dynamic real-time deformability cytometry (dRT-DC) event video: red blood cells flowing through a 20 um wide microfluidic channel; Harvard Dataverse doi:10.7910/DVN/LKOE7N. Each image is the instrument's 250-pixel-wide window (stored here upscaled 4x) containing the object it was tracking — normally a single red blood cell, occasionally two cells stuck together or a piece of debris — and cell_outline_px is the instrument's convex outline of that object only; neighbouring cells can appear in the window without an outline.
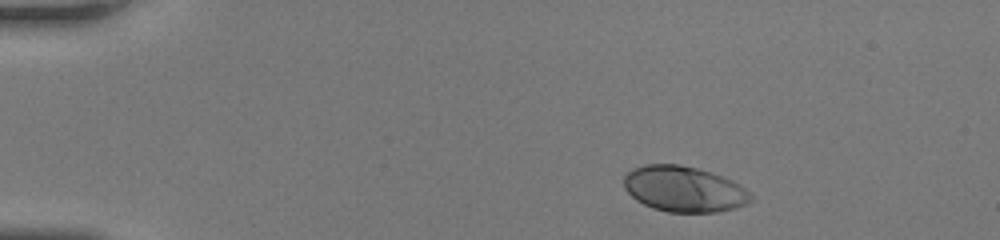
{"species": "human", "species_latin": "Homo sapiens", "temperature_condition": "room temperature", "stored_images_in_passage": 43, "camera_frame_rate_fps": 3000, "um_per_image_px": 0.085, "donor": {"sex": "female"}, "frame": {"image": 1, "passage_image": 1, "time_ms": 0.0, "image_size_px": [1000, 240], "cell_outline_px": [[752, 200], [748, 204], [736, 208], [716, 212], [668, 212], [652, 208], [636, 200], [624, 188], [624, 176], [632, 168], [644, 164], [680, 164], [696, 168], [732, 180], [740, 184], [752, 196]], "centroid_in_image_um": [58.13, 16.07], "position_along_channel_um": 26.9, "area_um2": 33.81}}
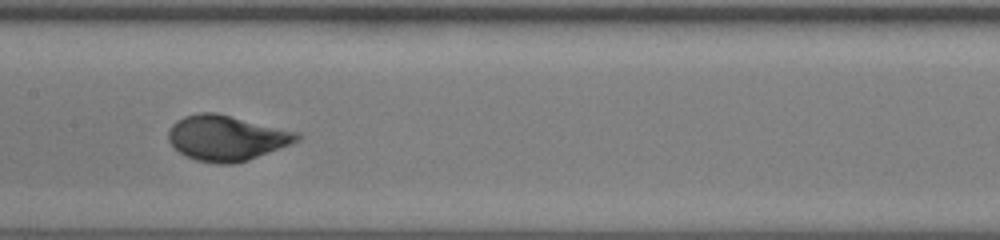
{"frame": {"image": 2, "passage_image": 19, "time_ms": 6.0, "image_size_px": [1000, 240], "cell_outline_px": [[300, 140], [248, 160], [236, 164], [216, 164], [196, 160], [184, 156], [168, 140], [168, 132], [172, 124], [176, 120], [184, 116], [200, 112], [216, 112], [300, 132]], "centroid_in_image_um": [19.25, 11.72], "position_along_channel_um": 188.2, "area_um2": 34.1}}
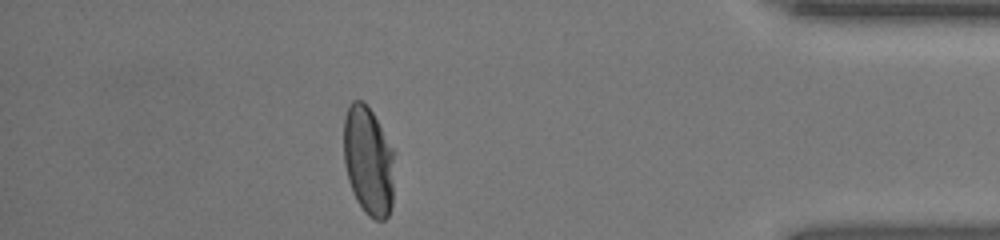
{"frame": {"image": 3, "passage_image": 37, "time_ms": 12.0, "image_size_px": [1000, 240], "cell_outline_px": [[396, 152], [392, 204], [388, 216], [384, 220], [376, 220], [368, 216], [364, 212], [356, 200], [352, 192], [348, 180], [344, 164], [344, 116], [352, 100], [360, 100], [372, 112]], "centroid_in_image_um": [31.34, 13.7], "position_along_channel_um": 403.9, "area_um2": 32.83}, "authors_computed_cell_mechanics": {"area_um2": 33.1194, "velocity_mm_per_s": 4.2097, "shape_relaxation_time_tau1_ms": 2.7364, "shape_relaxation_time_tau2_ms": null, "deformation_change_tau1": 0.1669, "deformation_change_tau2": null}}